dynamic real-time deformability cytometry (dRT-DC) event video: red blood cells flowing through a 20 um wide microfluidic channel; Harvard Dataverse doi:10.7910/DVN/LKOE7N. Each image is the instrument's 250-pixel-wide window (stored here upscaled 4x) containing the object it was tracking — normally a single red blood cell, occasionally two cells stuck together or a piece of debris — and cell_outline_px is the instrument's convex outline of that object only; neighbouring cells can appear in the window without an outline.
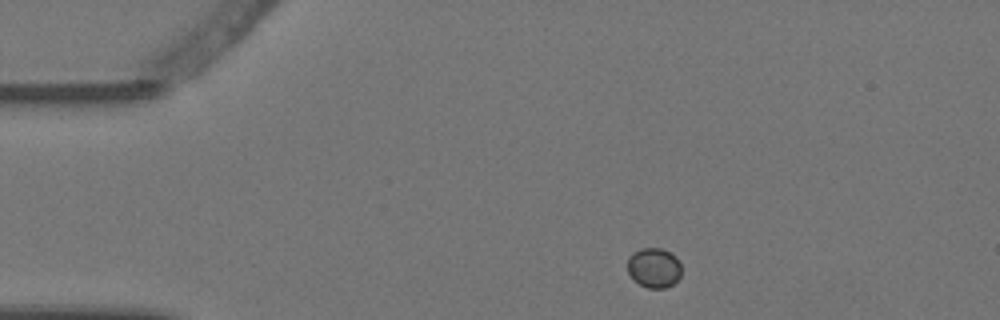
{"species": "Egyptian fruit bat (a non-hibernating species)", "species_latin": "Rousettus aegyptiacus", "temperature_condition": "warm", "stored_images_in_passage": 2, "camera_frame_rate_fps": 3000, "um_per_image_px": 0.085, "animal": {"sex": "female"}, "frame": {"image": 1, "passage_image": 1, "time_ms": 0.0, "image_size_px": [1000, 320], "cell_outline_px": [[680, 276], [672, 284], [664, 288], [648, 288], [632, 280], [628, 272], [628, 256], [632, 252], [640, 248], [660, 248], [676, 256], [680, 264]], "centroid_in_image_um": [55.55, 22.75], "position_along_channel_um": 29.4, "area_um2": 12.54}}